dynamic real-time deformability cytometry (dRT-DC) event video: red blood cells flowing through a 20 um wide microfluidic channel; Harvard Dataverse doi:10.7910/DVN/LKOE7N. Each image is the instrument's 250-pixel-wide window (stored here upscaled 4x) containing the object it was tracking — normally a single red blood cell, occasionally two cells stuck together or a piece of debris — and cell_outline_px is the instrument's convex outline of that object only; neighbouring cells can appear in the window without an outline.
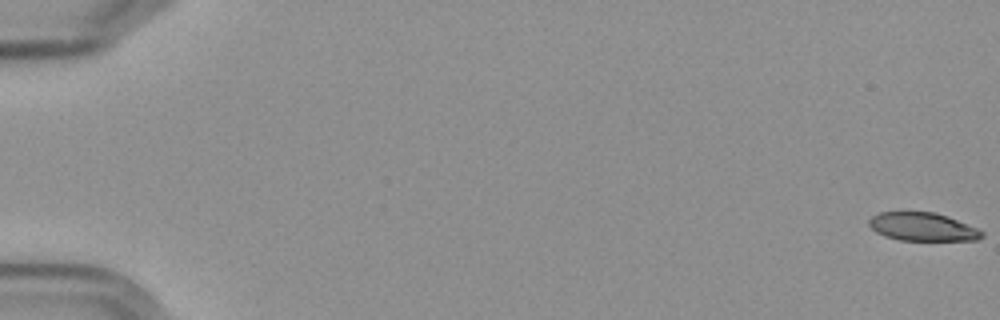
{"species": "Egyptian fruit bat (a non-hibernating species)", "species_latin": "Rousettus aegyptiacus", "temperature_condition": "cold", "stored_images_in_passage": 59, "segment_of_instrument_passage": [1, 2], "camera_frame_rate_fps": 3000, "um_per_image_px": 0.085, "frame": {"image": 1, "passage_image": 1, "time_ms": 0.0, "image_size_px": [1000, 320], "cell_outline_px": [[984, 236], [976, 240], [900, 240], [884, 236], [876, 232], [868, 224], [868, 220], [872, 216], [880, 212], [936, 212], [948, 216], [976, 228], [984, 232]], "centroid_in_image_um": [78.41, 19.27], "position_along_channel_um": 6.6, "area_um2": 18.55}}
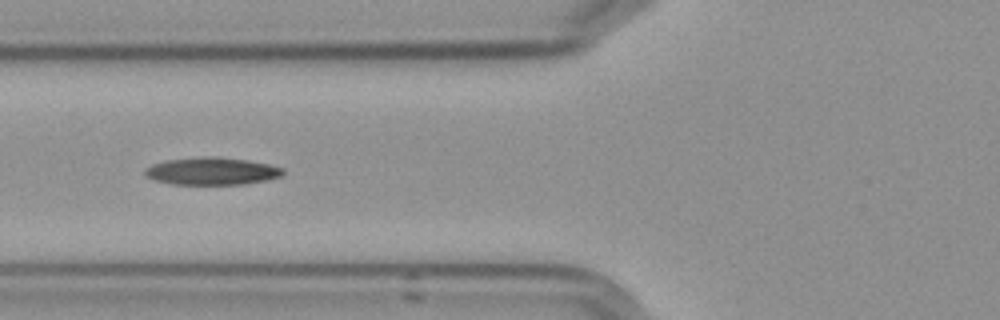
{"frame": {"image": 2, "passage_image": 24, "time_ms": 7.667, "image_size_px": [1000, 320], "cell_outline_px": [[284, 172], [280, 176], [264, 180], [244, 184], [172, 184], [156, 180], [148, 176], [144, 172], [144, 168], [152, 164], [164, 160], [204, 156], [212, 156], [244, 160], [268, 164], [284, 168]], "centroid_in_image_um": [17.97, 14.54], "position_along_channel_um": 107.8, "area_um2": 21.85}}
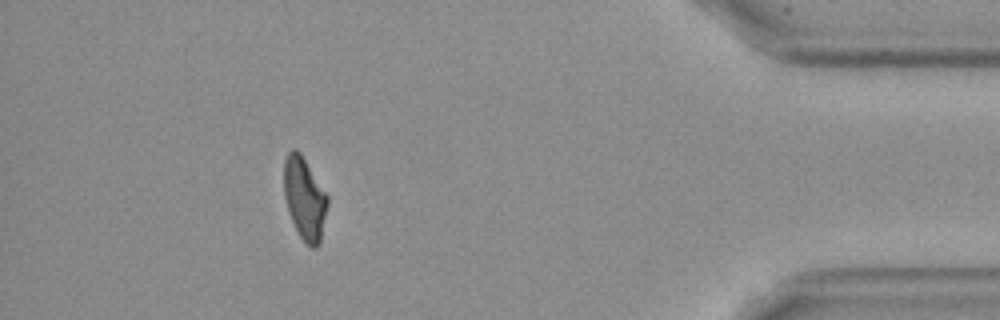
{"frame": {"image": 3, "passage_image": 53, "time_ms": 17.333, "image_size_px": [1000, 320], "cell_outline_px": [[328, 204], [320, 244], [316, 248], [312, 248], [300, 236], [292, 220], [284, 196], [284, 160], [288, 152], [292, 148], [296, 148], [300, 152], [328, 196]], "centroid_in_image_um": [25.89, 16.85], "position_along_channel_um": 409.3, "area_um2": 20.75}}